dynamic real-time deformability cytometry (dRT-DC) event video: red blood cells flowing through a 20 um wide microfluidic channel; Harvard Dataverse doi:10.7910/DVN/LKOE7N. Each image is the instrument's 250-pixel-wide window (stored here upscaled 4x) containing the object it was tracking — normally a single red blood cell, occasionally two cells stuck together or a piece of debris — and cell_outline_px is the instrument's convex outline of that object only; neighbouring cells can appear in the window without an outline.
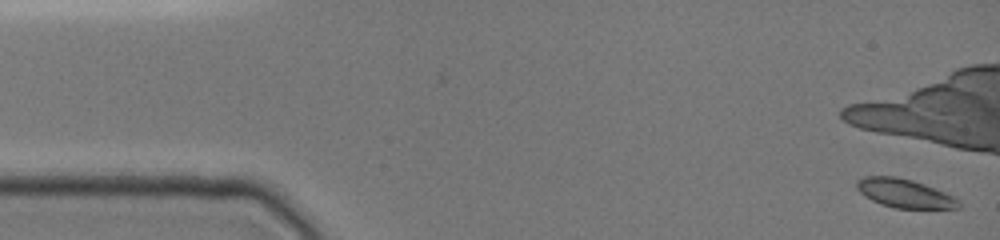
{"species": "common noctule bat (a hibernating species)", "species_latin": "Nyctalus noctula", "temperature_condition": "cold", "stored_images_in_passage": 2, "camera_frame_rate_fps": 3000, "um_per_image_px": 0.085, "animal": {"sex": "female", "body_mass_g": 19.0, "forearm_length_mm": 51.5}, "frame": {"image": 1, "passage_image": 2, "time_ms": 0.333, "image_size_px": [1000, 240], "cell_outline_px": [[960, 208], [892, 208], [880, 204], [864, 196], [856, 188], [856, 180], [864, 176], [896, 176], [912, 180], [924, 184], [944, 192], [960, 200]], "centroid_in_image_um": [76.85, 16.43], "position_along_channel_um": 8.1, "area_um2": 17.11}}